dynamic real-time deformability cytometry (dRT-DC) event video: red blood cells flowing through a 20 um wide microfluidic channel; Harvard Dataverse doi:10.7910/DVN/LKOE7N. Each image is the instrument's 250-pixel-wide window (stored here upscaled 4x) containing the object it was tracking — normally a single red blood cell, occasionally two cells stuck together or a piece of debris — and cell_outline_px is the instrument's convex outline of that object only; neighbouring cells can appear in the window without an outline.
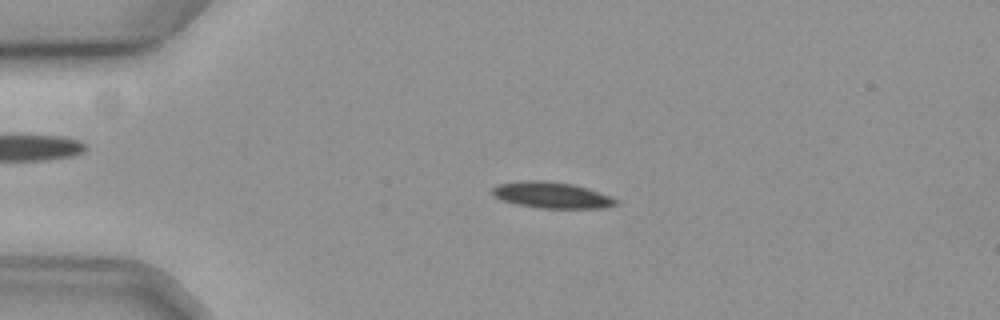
{"species": "common noctule bat (a hibernating species)", "species_latin": "Nyctalus noctula", "temperature_condition": "cold", "stored_images_in_passage": 36, "camera_frame_rate_fps": 3000, "um_per_image_px": 0.085, "animal": {"sex": "female", "body_mass_g": 19.3, "forearm_length_mm": 54.1}, "frame": {"image": 1, "passage_image": 5, "time_ms": 1.333, "image_size_px": [1000, 320], "cell_outline_px": [[616, 204], [600, 208], [540, 208], [500, 200], [492, 192], [492, 188], [500, 184], [520, 180], [544, 180], [572, 184], [608, 196], [616, 200]], "centroid_in_image_um": [46.82, 16.57], "position_along_channel_um": 38.2, "area_um2": 18.32}}
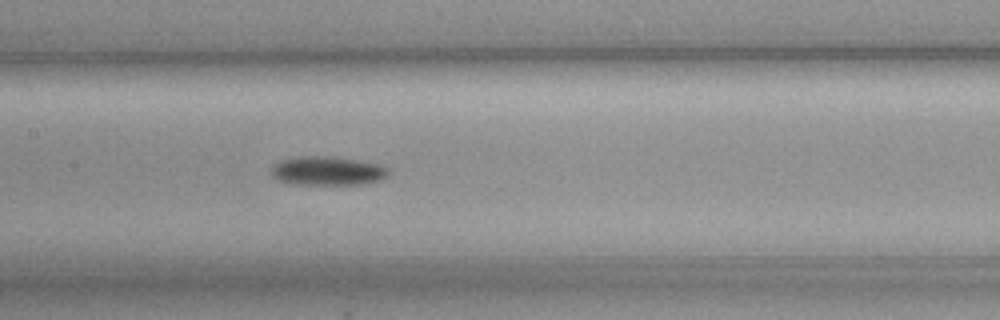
{"frame": {"image": 2, "passage_image": 20, "time_ms": 6.333, "image_size_px": [1000, 320], "cell_outline_px": [[388, 176], [380, 180], [360, 184], [296, 184], [280, 180], [272, 176], [272, 168], [280, 160], [296, 156], [332, 156], [384, 164], [388, 168]], "centroid_in_image_um": [27.89, 14.51], "position_along_channel_um": 179.5, "area_um2": 19.77}}
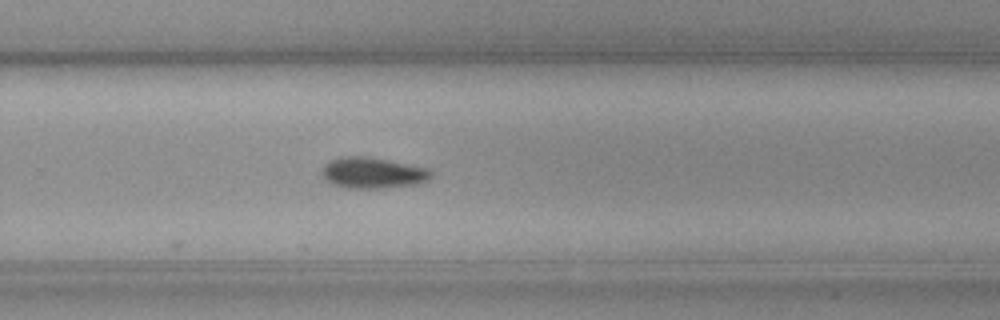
{"frame": {"image": 3, "passage_image": 30, "time_ms": 9.667, "image_size_px": [1000, 320], "cell_outline_px": [[432, 176], [428, 180], [416, 184], [388, 188], [344, 188], [332, 184], [324, 180], [320, 172], [324, 164], [328, 160], [340, 156], [368, 156], [428, 168], [432, 172]], "centroid_in_image_um": [31.62, 14.69], "position_along_channel_um": 298.2, "area_um2": 20.11}}